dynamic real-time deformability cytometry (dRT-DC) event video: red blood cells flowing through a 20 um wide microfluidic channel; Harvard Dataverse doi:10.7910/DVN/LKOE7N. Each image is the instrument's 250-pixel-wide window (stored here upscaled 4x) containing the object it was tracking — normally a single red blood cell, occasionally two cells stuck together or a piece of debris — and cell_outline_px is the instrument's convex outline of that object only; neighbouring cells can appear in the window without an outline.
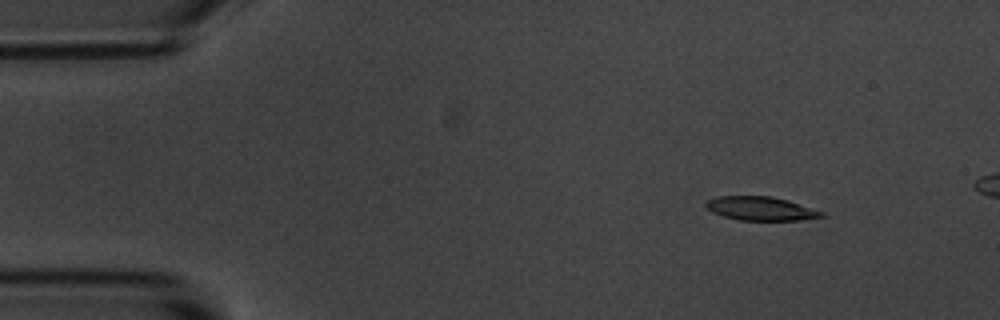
{"species": "common noctule bat (a hibernating species)", "species_latin": "Nyctalus noctula", "temperature_condition": "room temperature", "stored_images_in_passage": 4, "camera_frame_rate_fps": 3000, "um_per_image_px": 0.085, "animal": {"sex": "male", "body_mass_g": 20.1, "forearm_length_mm": 53.5}, "frame": {"image": 1, "passage_image": 1, "time_ms": 0.0, "image_size_px": [1000, 320], "cell_outline_px": [[828, 216], [800, 220], [740, 220], [724, 216], [712, 212], [704, 204], [708, 200], [716, 196], [772, 196], [788, 200], [824, 212]], "centroid_in_image_um": [64.69, 17.72], "position_along_channel_um": 20.3, "area_um2": 16.01}}